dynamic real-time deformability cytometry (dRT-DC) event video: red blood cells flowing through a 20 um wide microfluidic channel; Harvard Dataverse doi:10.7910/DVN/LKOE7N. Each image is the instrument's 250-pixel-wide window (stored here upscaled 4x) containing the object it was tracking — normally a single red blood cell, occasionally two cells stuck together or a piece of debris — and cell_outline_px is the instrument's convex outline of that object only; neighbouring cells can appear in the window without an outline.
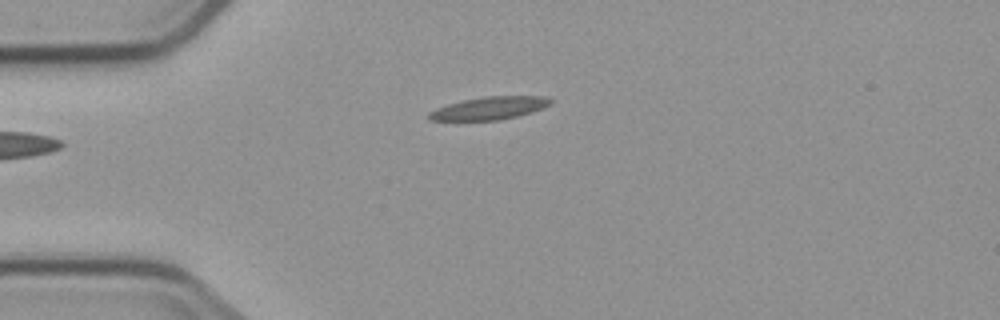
{"species": "common noctule bat (a hibernating species)", "species_latin": "Nyctalus noctula", "temperature_condition": "cold", "stored_images_in_passage": 3, "camera_frame_rate_fps": 3000, "um_per_image_px": 0.085, "animal": {"sex": "male", "body_mass_g": 23.1, "forearm_length_mm": 52.7}, "frame": {"image": 1, "passage_image": 3, "time_ms": 2.667, "image_size_px": [1000, 320], "cell_outline_px": [[552, 104], [532, 112], [516, 116], [496, 120], [428, 120], [428, 112], [436, 108], [448, 104], [464, 100], [484, 96], [544, 96], [552, 100]], "centroid_in_image_um": [41.6, 9.19], "position_along_channel_um": 43.4, "area_um2": 16.01}}